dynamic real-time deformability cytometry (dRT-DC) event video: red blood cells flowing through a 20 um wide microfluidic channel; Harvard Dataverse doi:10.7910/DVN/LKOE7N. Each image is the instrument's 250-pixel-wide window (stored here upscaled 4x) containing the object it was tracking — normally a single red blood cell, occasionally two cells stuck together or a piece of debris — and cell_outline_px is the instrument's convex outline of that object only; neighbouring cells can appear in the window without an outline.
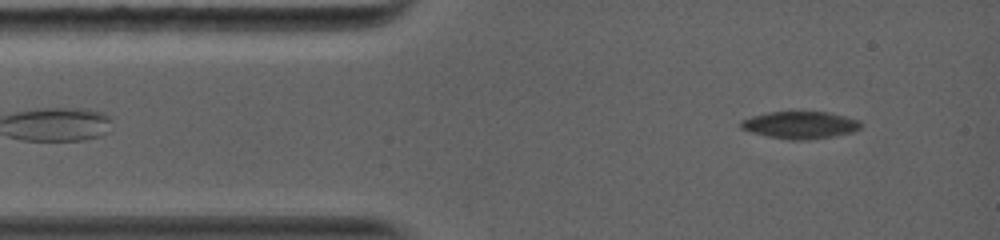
{"species": "common noctule bat (a hibernating species)", "species_latin": "Nyctalus noctula", "temperature_condition": "warm", "stored_images_in_passage": 53, "camera_frame_rate_fps": 5000, "um_per_image_px": 0.085, "animal": {"sex": "female", "body_mass_g": 19.0, "forearm_length_mm": 56.7}, "frame": {"image": 1, "passage_image": 5, "time_ms": 1.2, "image_size_px": [1000, 240], "cell_outline_px": [[864, 124], [860, 128], [852, 132], [832, 136], [808, 140], [792, 140], [768, 136], [752, 132], [740, 128], [740, 120], [752, 116], [768, 112], [828, 112], [860, 120]], "centroid_in_image_um": [68.02, 10.62], "position_along_channel_um": 17.0, "area_um2": 19.02}}
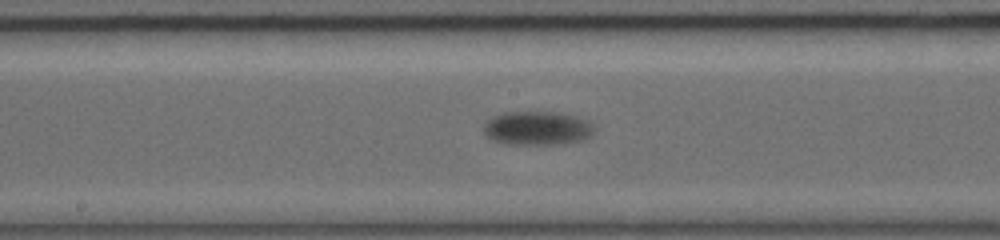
{"frame": {"image": 2, "passage_image": 23, "time_ms": 7.2, "image_size_px": [1000, 240], "cell_outline_px": [[596, 128], [592, 136], [584, 140], [564, 144], [508, 144], [492, 140], [484, 132], [484, 124], [492, 116], [500, 112], [556, 112], [576, 116], [588, 120]], "centroid_in_image_um": [45.71, 10.9], "position_along_channel_um": 202.5, "area_um2": 22.14}}
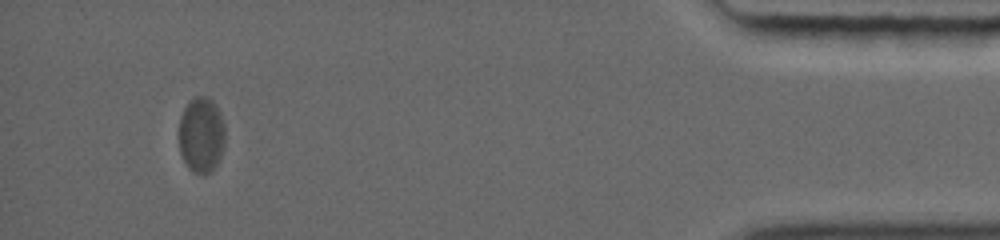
{"frame": {"image": 3, "passage_image": 47, "time_ms": 15.0, "image_size_px": [1000, 240], "cell_outline_px": [[224, 148], [220, 160], [212, 172], [204, 176], [192, 172], [188, 168], [180, 152], [180, 116], [184, 108], [196, 96], [204, 96], [216, 108], [220, 116], [224, 128]], "centroid_in_image_um": [17.11, 11.57], "position_along_channel_um": 418.1, "area_um2": 20.11}, "authors_computed_cell_mechanics": {"area_um2": 20.4034, "velocity_mm_per_s": 3.8253, "shape_relaxation_time_tau1_ms": 1.3964, "shape_relaxation_time_tau2_ms": null, "deformation_change_tau1": 0.0785, "deformation_change_tau2": null}}